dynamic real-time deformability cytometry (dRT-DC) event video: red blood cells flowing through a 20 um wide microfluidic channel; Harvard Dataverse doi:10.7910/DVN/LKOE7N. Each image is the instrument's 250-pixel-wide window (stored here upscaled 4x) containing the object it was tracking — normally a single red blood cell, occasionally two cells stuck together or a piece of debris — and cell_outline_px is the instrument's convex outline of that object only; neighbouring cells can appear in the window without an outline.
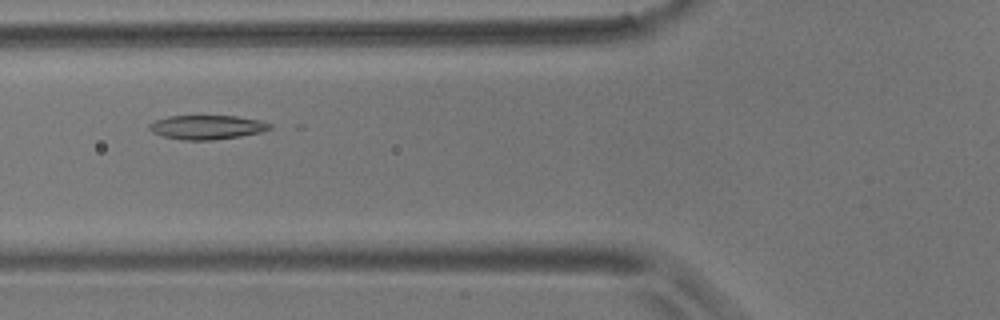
{"species": "common noctule bat (a hibernating species)", "species_latin": "Nyctalus noctula", "temperature_condition": "room temperature", "stored_images_in_passage": 11, "camera_frame_rate_fps": 3000, "um_per_image_px": 0.085, "animal": {"sex": "male", "body_mass_g": 17.9}, "frame": {"image": 1, "passage_image": 2, "time_ms": 1.0, "image_size_px": [1000, 320], "cell_outline_px": [[272, 128], [260, 132], [240, 136], [212, 140], [184, 140], [164, 136], [152, 132], [148, 128], [148, 124], [156, 120], [168, 116], [236, 116], [260, 120], [272, 124]], "centroid_in_image_um": [17.59, 10.81], "position_along_channel_um": 108.2, "area_um2": 16.88}}
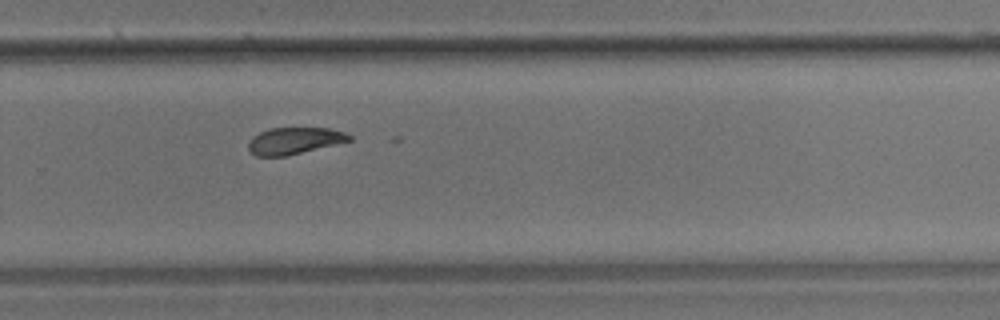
{"frame": {"image": 2, "passage_image": 7, "time_ms": 6.667, "image_size_px": [1000, 320], "cell_outline_px": [[352, 140], [284, 156], [256, 156], [248, 148], [248, 144], [252, 136], [268, 128], [328, 128], [344, 132], [352, 136]], "centroid_in_image_um": [24.99, 11.95], "position_along_channel_um": 304.8, "area_um2": 15.49}}
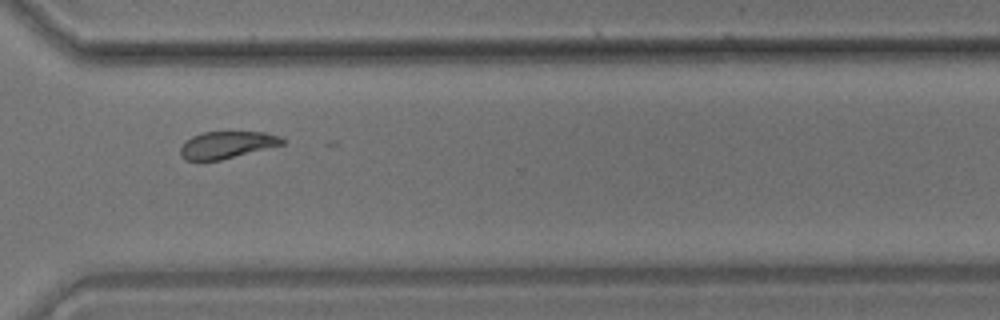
{"frame": {"image": 3, "passage_image": 8, "time_ms": 8.0, "image_size_px": [1000, 320], "cell_outline_px": [[284, 144], [220, 160], [184, 160], [180, 156], [180, 148], [192, 136], [204, 132], [264, 132], [280, 136], [284, 140]], "centroid_in_image_um": [19.28, 12.31], "position_along_channel_um": 351.3, "area_um2": 15.84}}